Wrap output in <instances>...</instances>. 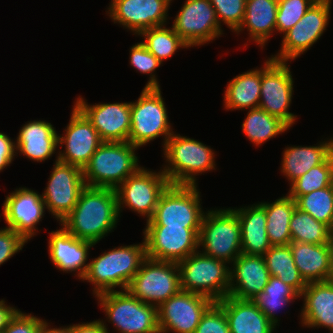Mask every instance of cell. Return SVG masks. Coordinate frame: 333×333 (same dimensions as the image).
<instances>
[{"label": "cell", "instance_id": "cell-1", "mask_svg": "<svg viewBox=\"0 0 333 333\" xmlns=\"http://www.w3.org/2000/svg\"><path fill=\"white\" fill-rule=\"evenodd\" d=\"M119 217L115 189L86 186L59 224L74 237L96 245L116 228Z\"/></svg>", "mask_w": 333, "mask_h": 333}, {"label": "cell", "instance_id": "cell-2", "mask_svg": "<svg viewBox=\"0 0 333 333\" xmlns=\"http://www.w3.org/2000/svg\"><path fill=\"white\" fill-rule=\"evenodd\" d=\"M146 258L144 238L139 244L115 247L92 259L81 281H87L94 286L93 296L115 291V288L126 290Z\"/></svg>", "mask_w": 333, "mask_h": 333}, {"label": "cell", "instance_id": "cell-3", "mask_svg": "<svg viewBox=\"0 0 333 333\" xmlns=\"http://www.w3.org/2000/svg\"><path fill=\"white\" fill-rule=\"evenodd\" d=\"M163 154L166 164L161 170L173 185H198L197 175L216 170L211 147L175 132L166 141Z\"/></svg>", "mask_w": 333, "mask_h": 333}, {"label": "cell", "instance_id": "cell-4", "mask_svg": "<svg viewBox=\"0 0 333 333\" xmlns=\"http://www.w3.org/2000/svg\"><path fill=\"white\" fill-rule=\"evenodd\" d=\"M130 142H103L83 168L86 186L116 189L142 166Z\"/></svg>", "mask_w": 333, "mask_h": 333}, {"label": "cell", "instance_id": "cell-5", "mask_svg": "<svg viewBox=\"0 0 333 333\" xmlns=\"http://www.w3.org/2000/svg\"><path fill=\"white\" fill-rule=\"evenodd\" d=\"M109 323L118 333H160L158 307L146 304L127 290L95 295Z\"/></svg>", "mask_w": 333, "mask_h": 333}, {"label": "cell", "instance_id": "cell-6", "mask_svg": "<svg viewBox=\"0 0 333 333\" xmlns=\"http://www.w3.org/2000/svg\"><path fill=\"white\" fill-rule=\"evenodd\" d=\"M198 247L202 253L232 264L242 253L241 227L233 208L210 209L205 212Z\"/></svg>", "mask_w": 333, "mask_h": 333}, {"label": "cell", "instance_id": "cell-7", "mask_svg": "<svg viewBox=\"0 0 333 333\" xmlns=\"http://www.w3.org/2000/svg\"><path fill=\"white\" fill-rule=\"evenodd\" d=\"M181 290L198 293L214 302L229 294L228 263L203 254L201 250L178 262Z\"/></svg>", "mask_w": 333, "mask_h": 333}, {"label": "cell", "instance_id": "cell-8", "mask_svg": "<svg viewBox=\"0 0 333 333\" xmlns=\"http://www.w3.org/2000/svg\"><path fill=\"white\" fill-rule=\"evenodd\" d=\"M161 88H143L138 100L131 102V129L128 142L140 148L163 138V147L174 133L168 118Z\"/></svg>", "mask_w": 333, "mask_h": 333}, {"label": "cell", "instance_id": "cell-9", "mask_svg": "<svg viewBox=\"0 0 333 333\" xmlns=\"http://www.w3.org/2000/svg\"><path fill=\"white\" fill-rule=\"evenodd\" d=\"M197 185L170 184L161 194L146 226L200 228L205 212Z\"/></svg>", "mask_w": 333, "mask_h": 333}, {"label": "cell", "instance_id": "cell-10", "mask_svg": "<svg viewBox=\"0 0 333 333\" xmlns=\"http://www.w3.org/2000/svg\"><path fill=\"white\" fill-rule=\"evenodd\" d=\"M126 290L146 304L160 306L181 290L178 263L146 258Z\"/></svg>", "mask_w": 333, "mask_h": 333}, {"label": "cell", "instance_id": "cell-11", "mask_svg": "<svg viewBox=\"0 0 333 333\" xmlns=\"http://www.w3.org/2000/svg\"><path fill=\"white\" fill-rule=\"evenodd\" d=\"M288 62L275 61L268 57L261 67L259 106L269 115L276 116L290 128L297 115L289 112L293 96V75Z\"/></svg>", "mask_w": 333, "mask_h": 333}, {"label": "cell", "instance_id": "cell-12", "mask_svg": "<svg viewBox=\"0 0 333 333\" xmlns=\"http://www.w3.org/2000/svg\"><path fill=\"white\" fill-rule=\"evenodd\" d=\"M170 185L166 175L141 167L116 189L119 215L123 208L134 211L148 221L154 214L161 194Z\"/></svg>", "mask_w": 333, "mask_h": 333}, {"label": "cell", "instance_id": "cell-13", "mask_svg": "<svg viewBox=\"0 0 333 333\" xmlns=\"http://www.w3.org/2000/svg\"><path fill=\"white\" fill-rule=\"evenodd\" d=\"M332 0H316L304 16L283 34L281 49L270 57L288 62L308 51L323 35L330 19Z\"/></svg>", "mask_w": 333, "mask_h": 333}, {"label": "cell", "instance_id": "cell-14", "mask_svg": "<svg viewBox=\"0 0 333 333\" xmlns=\"http://www.w3.org/2000/svg\"><path fill=\"white\" fill-rule=\"evenodd\" d=\"M85 187L82 169L56 157L47 187L41 195L45 208L61 222L74 209Z\"/></svg>", "mask_w": 333, "mask_h": 333}, {"label": "cell", "instance_id": "cell-15", "mask_svg": "<svg viewBox=\"0 0 333 333\" xmlns=\"http://www.w3.org/2000/svg\"><path fill=\"white\" fill-rule=\"evenodd\" d=\"M171 27L190 48L224 34L210 0H186Z\"/></svg>", "mask_w": 333, "mask_h": 333}, {"label": "cell", "instance_id": "cell-16", "mask_svg": "<svg viewBox=\"0 0 333 333\" xmlns=\"http://www.w3.org/2000/svg\"><path fill=\"white\" fill-rule=\"evenodd\" d=\"M200 228L145 226L143 238L147 258L179 262L198 251Z\"/></svg>", "mask_w": 333, "mask_h": 333}, {"label": "cell", "instance_id": "cell-17", "mask_svg": "<svg viewBox=\"0 0 333 333\" xmlns=\"http://www.w3.org/2000/svg\"><path fill=\"white\" fill-rule=\"evenodd\" d=\"M213 303L205 295L180 290L158 306L160 333H194L202 315Z\"/></svg>", "mask_w": 333, "mask_h": 333}, {"label": "cell", "instance_id": "cell-18", "mask_svg": "<svg viewBox=\"0 0 333 333\" xmlns=\"http://www.w3.org/2000/svg\"><path fill=\"white\" fill-rule=\"evenodd\" d=\"M69 123L64 129L63 135L58 134V160L73 166L83 168L97 148L103 143L99 133L87 119V117L74 105Z\"/></svg>", "mask_w": 333, "mask_h": 333}, {"label": "cell", "instance_id": "cell-19", "mask_svg": "<svg viewBox=\"0 0 333 333\" xmlns=\"http://www.w3.org/2000/svg\"><path fill=\"white\" fill-rule=\"evenodd\" d=\"M173 0H111L106 14L114 24L138 36L143 30L167 24Z\"/></svg>", "mask_w": 333, "mask_h": 333}, {"label": "cell", "instance_id": "cell-20", "mask_svg": "<svg viewBox=\"0 0 333 333\" xmlns=\"http://www.w3.org/2000/svg\"><path fill=\"white\" fill-rule=\"evenodd\" d=\"M6 228L13 229L27 242L38 233L36 227L45 214V203L41 194L20 187L9 193L2 206Z\"/></svg>", "mask_w": 333, "mask_h": 333}, {"label": "cell", "instance_id": "cell-21", "mask_svg": "<svg viewBox=\"0 0 333 333\" xmlns=\"http://www.w3.org/2000/svg\"><path fill=\"white\" fill-rule=\"evenodd\" d=\"M74 105L87 117L103 142H128L131 102L88 104L79 96Z\"/></svg>", "mask_w": 333, "mask_h": 333}, {"label": "cell", "instance_id": "cell-22", "mask_svg": "<svg viewBox=\"0 0 333 333\" xmlns=\"http://www.w3.org/2000/svg\"><path fill=\"white\" fill-rule=\"evenodd\" d=\"M61 229L49 232V257L60 271L72 273L81 280L88 268L89 250L95 244L71 235L62 225Z\"/></svg>", "mask_w": 333, "mask_h": 333}, {"label": "cell", "instance_id": "cell-23", "mask_svg": "<svg viewBox=\"0 0 333 333\" xmlns=\"http://www.w3.org/2000/svg\"><path fill=\"white\" fill-rule=\"evenodd\" d=\"M232 265L229 296L240 300H252L264 290L270 273L263 256L241 253Z\"/></svg>", "mask_w": 333, "mask_h": 333}, {"label": "cell", "instance_id": "cell-24", "mask_svg": "<svg viewBox=\"0 0 333 333\" xmlns=\"http://www.w3.org/2000/svg\"><path fill=\"white\" fill-rule=\"evenodd\" d=\"M301 324L307 328H327L333 333V282H309L300 294Z\"/></svg>", "mask_w": 333, "mask_h": 333}, {"label": "cell", "instance_id": "cell-25", "mask_svg": "<svg viewBox=\"0 0 333 333\" xmlns=\"http://www.w3.org/2000/svg\"><path fill=\"white\" fill-rule=\"evenodd\" d=\"M46 120L28 121L22 125L16 138V153L34 162L51 159L58 146V132Z\"/></svg>", "mask_w": 333, "mask_h": 333}, {"label": "cell", "instance_id": "cell-26", "mask_svg": "<svg viewBox=\"0 0 333 333\" xmlns=\"http://www.w3.org/2000/svg\"><path fill=\"white\" fill-rule=\"evenodd\" d=\"M226 315L230 333H273L276 327L252 300L227 296L216 302Z\"/></svg>", "mask_w": 333, "mask_h": 333}, {"label": "cell", "instance_id": "cell-27", "mask_svg": "<svg viewBox=\"0 0 333 333\" xmlns=\"http://www.w3.org/2000/svg\"><path fill=\"white\" fill-rule=\"evenodd\" d=\"M233 210L240 222L242 254L263 256L271 248L266 232L265 208L255 203Z\"/></svg>", "mask_w": 333, "mask_h": 333}, {"label": "cell", "instance_id": "cell-28", "mask_svg": "<svg viewBox=\"0 0 333 333\" xmlns=\"http://www.w3.org/2000/svg\"><path fill=\"white\" fill-rule=\"evenodd\" d=\"M333 152V137L315 146H288L283 150L281 173L291 184L311 168L323 163Z\"/></svg>", "mask_w": 333, "mask_h": 333}, {"label": "cell", "instance_id": "cell-29", "mask_svg": "<svg viewBox=\"0 0 333 333\" xmlns=\"http://www.w3.org/2000/svg\"><path fill=\"white\" fill-rule=\"evenodd\" d=\"M277 10L278 0H246L244 19L235 33L238 35L247 28V39L264 48L276 32Z\"/></svg>", "mask_w": 333, "mask_h": 333}, {"label": "cell", "instance_id": "cell-30", "mask_svg": "<svg viewBox=\"0 0 333 333\" xmlns=\"http://www.w3.org/2000/svg\"><path fill=\"white\" fill-rule=\"evenodd\" d=\"M289 246L294 263L306 283L328 281V244L291 242Z\"/></svg>", "mask_w": 333, "mask_h": 333}, {"label": "cell", "instance_id": "cell-31", "mask_svg": "<svg viewBox=\"0 0 333 333\" xmlns=\"http://www.w3.org/2000/svg\"><path fill=\"white\" fill-rule=\"evenodd\" d=\"M261 68L234 77L226 86L223 101L226 110L252 109L259 106Z\"/></svg>", "mask_w": 333, "mask_h": 333}, {"label": "cell", "instance_id": "cell-32", "mask_svg": "<svg viewBox=\"0 0 333 333\" xmlns=\"http://www.w3.org/2000/svg\"><path fill=\"white\" fill-rule=\"evenodd\" d=\"M267 216L266 232L271 246H286L291 243L289 223L297 207L296 201L288 194L274 202H259Z\"/></svg>", "mask_w": 333, "mask_h": 333}, {"label": "cell", "instance_id": "cell-33", "mask_svg": "<svg viewBox=\"0 0 333 333\" xmlns=\"http://www.w3.org/2000/svg\"><path fill=\"white\" fill-rule=\"evenodd\" d=\"M300 295L289 285L282 282L275 276H270L264 290L259 293L252 301L267 316L269 321L275 326H279L277 310L300 299ZM280 311V310H279Z\"/></svg>", "mask_w": 333, "mask_h": 333}, {"label": "cell", "instance_id": "cell-34", "mask_svg": "<svg viewBox=\"0 0 333 333\" xmlns=\"http://www.w3.org/2000/svg\"><path fill=\"white\" fill-rule=\"evenodd\" d=\"M242 132L255 146H261L266 141L287 132L289 126L276 116L269 115L260 107L249 109L244 119Z\"/></svg>", "mask_w": 333, "mask_h": 333}, {"label": "cell", "instance_id": "cell-35", "mask_svg": "<svg viewBox=\"0 0 333 333\" xmlns=\"http://www.w3.org/2000/svg\"><path fill=\"white\" fill-rule=\"evenodd\" d=\"M263 257L270 276L279 278L282 282L291 286L299 295L303 292L307 283L301 277L294 263L289 245L271 246Z\"/></svg>", "mask_w": 333, "mask_h": 333}, {"label": "cell", "instance_id": "cell-36", "mask_svg": "<svg viewBox=\"0 0 333 333\" xmlns=\"http://www.w3.org/2000/svg\"><path fill=\"white\" fill-rule=\"evenodd\" d=\"M138 36L144 37L141 42L162 64L178 49L190 48L173 28H167L166 25L143 30Z\"/></svg>", "mask_w": 333, "mask_h": 333}, {"label": "cell", "instance_id": "cell-37", "mask_svg": "<svg viewBox=\"0 0 333 333\" xmlns=\"http://www.w3.org/2000/svg\"><path fill=\"white\" fill-rule=\"evenodd\" d=\"M291 242L327 244L333 232L326 224L295 208L289 223Z\"/></svg>", "mask_w": 333, "mask_h": 333}, {"label": "cell", "instance_id": "cell-38", "mask_svg": "<svg viewBox=\"0 0 333 333\" xmlns=\"http://www.w3.org/2000/svg\"><path fill=\"white\" fill-rule=\"evenodd\" d=\"M297 208L326 224L333 231V190L331 185L300 196Z\"/></svg>", "mask_w": 333, "mask_h": 333}, {"label": "cell", "instance_id": "cell-39", "mask_svg": "<svg viewBox=\"0 0 333 333\" xmlns=\"http://www.w3.org/2000/svg\"><path fill=\"white\" fill-rule=\"evenodd\" d=\"M332 154L321 164L311 168L290 184L288 195L295 201L302 195L331 185Z\"/></svg>", "mask_w": 333, "mask_h": 333}, {"label": "cell", "instance_id": "cell-40", "mask_svg": "<svg viewBox=\"0 0 333 333\" xmlns=\"http://www.w3.org/2000/svg\"><path fill=\"white\" fill-rule=\"evenodd\" d=\"M316 0H278L276 32L284 34L308 11Z\"/></svg>", "mask_w": 333, "mask_h": 333}, {"label": "cell", "instance_id": "cell-41", "mask_svg": "<svg viewBox=\"0 0 333 333\" xmlns=\"http://www.w3.org/2000/svg\"><path fill=\"white\" fill-rule=\"evenodd\" d=\"M129 64L141 74H149V80L145 88H160L155 70L161 66V62L147 50L142 42L135 43L130 48Z\"/></svg>", "mask_w": 333, "mask_h": 333}, {"label": "cell", "instance_id": "cell-42", "mask_svg": "<svg viewBox=\"0 0 333 333\" xmlns=\"http://www.w3.org/2000/svg\"><path fill=\"white\" fill-rule=\"evenodd\" d=\"M210 2L220 26L224 23L235 32L244 19L246 0H210Z\"/></svg>", "mask_w": 333, "mask_h": 333}, {"label": "cell", "instance_id": "cell-43", "mask_svg": "<svg viewBox=\"0 0 333 333\" xmlns=\"http://www.w3.org/2000/svg\"><path fill=\"white\" fill-rule=\"evenodd\" d=\"M194 333H230L224 310L216 302L202 315Z\"/></svg>", "mask_w": 333, "mask_h": 333}, {"label": "cell", "instance_id": "cell-44", "mask_svg": "<svg viewBox=\"0 0 333 333\" xmlns=\"http://www.w3.org/2000/svg\"><path fill=\"white\" fill-rule=\"evenodd\" d=\"M27 243L17 232L10 228H0V266L7 262Z\"/></svg>", "mask_w": 333, "mask_h": 333}, {"label": "cell", "instance_id": "cell-45", "mask_svg": "<svg viewBox=\"0 0 333 333\" xmlns=\"http://www.w3.org/2000/svg\"><path fill=\"white\" fill-rule=\"evenodd\" d=\"M45 320L40 319L31 313L19 311L10 320L4 333H40L42 324Z\"/></svg>", "mask_w": 333, "mask_h": 333}, {"label": "cell", "instance_id": "cell-46", "mask_svg": "<svg viewBox=\"0 0 333 333\" xmlns=\"http://www.w3.org/2000/svg\"><path fill=\"white\" fill-rule=\"evenodd\" d=\"M15 156H17L15 140L0 132V172L10 166Z\"/></svg>", "mask_w": 333, "mask_h": 333}, {"label": "cell", "instance_id": "cell-47", "mask_svg": "<svg viewBox=\"0 0 333 333\" xmlns=\"http://www.w3.org/2000/svg\"><path fill=\"white\" fill-rule=\"evenodd\" d=\"M107 327L106 321L98 319L87 323L72 324L71 333H110Z\"/></svg>", "mask_w": 333, "mask_h": 333}, {"label": "cell", "instance_id": "cell-48", "mask_svg": "<svg viewBox=\"0 0 333 333\" xmlns=\"http://www.w3.org/2000/svg\"><path fill=\"white\" fill-rule=\"evenodd\" d=\"M5 303L4 299L0 300V332H3L7 328L10 320L19 311L17 308L11 307Z\"/></svg>", "mask_w": 333, "mask_h": 333}, {"label": "cell", "instance_id": "cell-49", "mask_svg": "<svg viewBox=\"0 0 333 333\" xmlns=\"http://www.w3.org/2000/svg\"><path fill=\"white\" fill-rule=\"evenodd\" d=\"M40 333H71V325L53 328V326L51 327L50 323L45 320Z\"/></svg>", "mask_w": 333, "mask_h": 333}, {"label": "cell", "instance_id": "cell-50", "mask_svg": "<svg viewBox=\"0 0 333 333\" xmlns=\"http://www.w3.org/2000/svg\"><path fill=\"white\" fill-rule=\"evenodd\" d=\"M328 244V249H329V277L328 281L333 282V232L330 235L329 242Z\"/></svg>", "mask_w": 333, "mask_h": 333}, {"label": "cell", "instance_id": "cell-51", "mask_svg": "<svg viewBox=\"0 0 333 333\" xmlns=\"http://www.w3.org/2000/svg\"><path fill=\"white\" fill-rule=\"evenodd\" d=\"M331 187L333 190V152H332V177H331Z\"/></svg>", "mask_w": 333, "mask_h": 333}]
</instances>
